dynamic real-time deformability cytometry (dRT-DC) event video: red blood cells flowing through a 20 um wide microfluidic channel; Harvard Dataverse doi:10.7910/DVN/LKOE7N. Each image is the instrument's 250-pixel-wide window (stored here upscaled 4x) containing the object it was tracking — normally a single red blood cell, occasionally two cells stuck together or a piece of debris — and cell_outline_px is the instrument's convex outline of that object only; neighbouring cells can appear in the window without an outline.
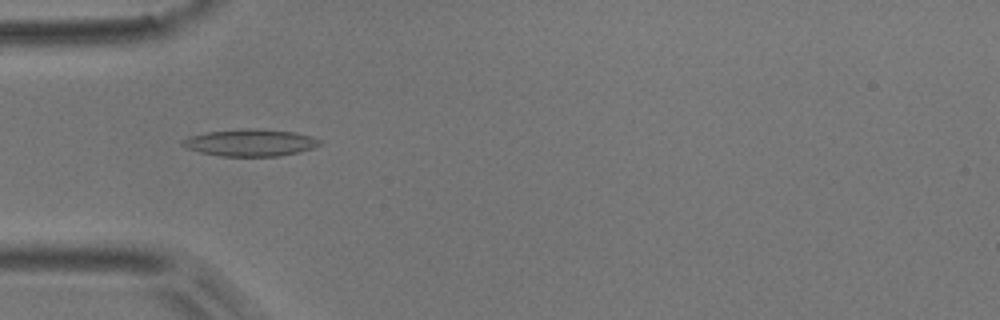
{"species": "common noctule bat (a hibernating species)", "species_latin": "Nyctalus noctula", "temperature_condition": "room temperature", "stored_images_in_passage": 8, "camera_frame_rate_fps": 3000, "um_per_image_px": 0.085, "animal": {"sex": "male", "body_mass_g": 17.9}, "frame": {"image": 1, "passage_image": 5, "time_ms": 1.333, "image_size_px": [1000, 320], "cell_outline_px": [[320, 144], [312, 148], [300, 152], [280, 156], [220, 156], [200, 152], [188, 148], [180, 144], [180, 140], [192, 136], [208, 132], [244, 128], [256, 128], [296, 132], [312, 136], [320, 140]], "centroid_in_image_um": [21.3, 12.12], "position_along_channel_um": 63.7, "area_um2": 21.62}}
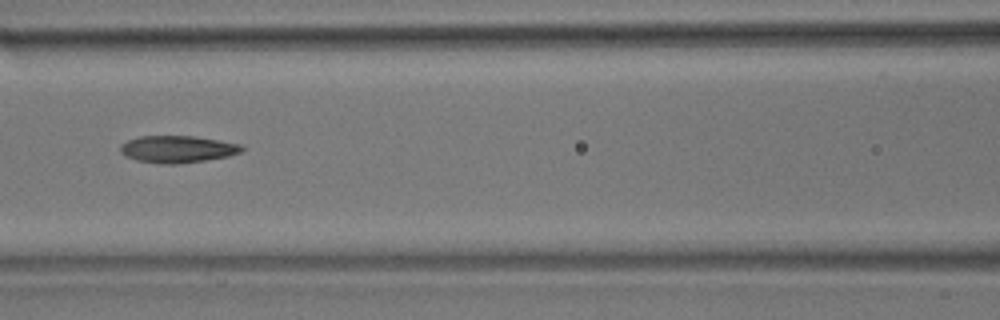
{"frame": {"image": 2, "passage_image": 7, "time_ms": 2.0, "image_size_px": [1000, 320], "cell_outline_px": [[244, 148], [240, 152], [228, 156], [180, 164], [160, 164], [136, 160], [124, 156], [120, 152], [120, 144], [128, 140], [140, 136], [196, 136], [240, 144]], "centroid_in_image_um": [15.04, 12.68], "position_along_channel_um": 151.6, "area_um2": 19.19}}
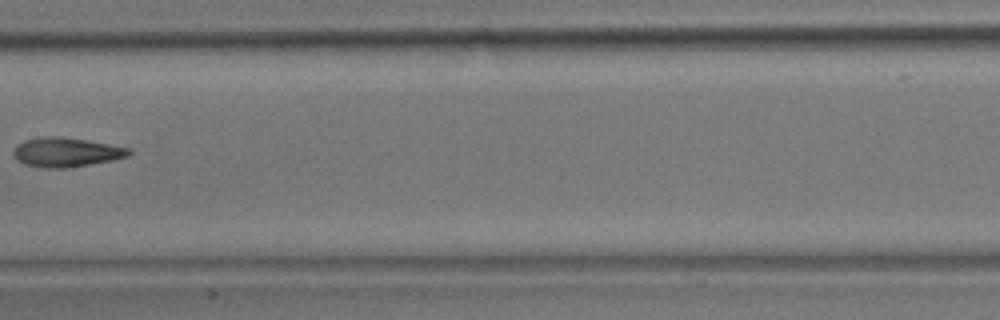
{"frame": {"image": 3, "passage_image": 8, "time_ms": 2.333, "image_size_px": [1000, 320], "cell_outline_px": [[132, 152], [128, 156], [112, 160], [68, 168], [44, 168], [24, 164], [16, 160], [12, 156], [12, 152], [16, 144], [24, 140], [40, 136], [60, 136], [132, 148]], "centroid_in_image_um": [5.57, 12.94], "position_along_channel_um": 201.8, "area_um2": 19.94}}